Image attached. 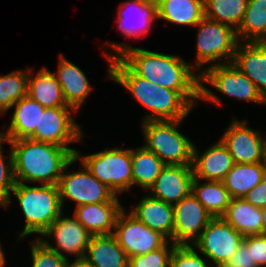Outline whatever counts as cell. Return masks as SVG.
<instances>
[{
	"mask_svg": "<svg viewBox=\"0 0 266 267\" xmlns=\"http://www.w3.org/2000/svg\"><path fill=\"white\" fill-rule=\"evenodd\" d=\"M248 0H203L204 17L231 26L240 27Z\"/></svg>",
	"mask_w": 266,
	"mask_h": 267,
	"instance_id": "1f68e13d",
	"label": "cell"
},
{
	"mask_svg": "<svg viewBox=\"0 0 266 267\" xmlns=\"http://www.w3.org/2000/svg\"><path fill=\"white\" fill-rule=\"evenodd\" d=\"M176 244L168 241L163 247L146 254L128 258V267H170V258Z\"/></svg>",
	"mask_w": 266,
	"mask_h": 267,
	"instance_id": "e575fe53",
	"label": "cell"
},
{
	"mask_svg": "<svg viewBox=\"0 0 266 267\" xmlns=\"http://www.w3.org/2000/svg\"><path fill=\"white\" fill-rule=\"evenodd\" d=\"M2 245L0 243V266H3L6 263L5 254L2 250Z\"/></svg>",
	"mask_w": 266,
	"mask_h": 267,
	"instance_id": "ee69618b",
	"label": "cell"
},
{
	"mask_svg": "<svg viewBox=\"0 0 266 267\" xmlns=\"http://www.w3.org/2000/svg\"><path fill=\"white\" fill-rule=\"evenodd\" d=\"M221 217L244 237L261 234V208L253 206L243 198H232Z\"/></svg>",
	"mask_w": 266,
	"mask_h": 267,
	"instance_id": "4316f807",
	"label": "cell"
},
{
	"mask_svg": "<svg viewBox=\"0 0 266 267\" xmlns=\"http://www.w3.org/2000/svg\"><path fill=\"white\" fill-rule=\"evenodd\" d=\"M75 157L115 195L119 196L132 189L131 148L107 147L106 150L88 155H82L80 150H76Z\"/></svg>",
	"mask_w": 266,
	"mask_h": 267,
	"instance_id": "ba28073f",
	"label": "cell"
},
{
	"mask_svg": "<svg viewBox=\"0 0 266 267\" xmlns=\"http://www.w3.org/2000/svg\"><path fill=\"white\" fill-rule=\"evenodd\" d=\"M123 208L120 201L86 204L76 206L72 215L92 235H110Z\"/></svg>",
	"mask_w": 266,
	"mask_h": 267,
	"instance_id": "ffe728a7",
	"label": "cell"
},
{
	"mask_svg": "<svg viewBox=\"0 0 266 267\" xmlns=\"http://www.w3.org/2000/svg\"><path fill=\"white\" fill-rule=\"evenodd\" d=\"M266 98V42H240L231 62Z\"/></svg>",
	"mask_w": 266,
	"mask_h": 267,
	"instance_id": "44dd1931",
	"label": "cell"
},
{
	"mask_svg": "<svg viewBox=\"0 0 266 267\" xmlns=\"http://www.w3.org/2000/svg\"><path fill=\"white\" fill-rule=\"evenodd\" d=\"M130 210L141 222L173 242L174 207L146 194Z\"/></svg>",
	"mask_w": 266,
	"mask_h": 267,
	"instance_id": "7402d4cb",
	"label": "cell"
},
{
	"mask_svg": "<svg viewBox=\"0 0 266 267\" xmlns=\"http://www.w3.org/2000/svg\"><path fill=\"white\" fill-rule=\"evenodd\" d=\"M193 245H176L170 258V267H215Z\"/></svg>",
	"mask_w": 266,
	"mask_h": 267,
	"instance_id": "8d00e7d4",
	"label": "cell"
},
{
	"mask_svg": "<svg viewBox=\"0 0 266 267\" xmlns=\"http://www.w3.org/2000/svg\"><path fill=\"white\" fill-rule=\"evenodd\" d=\"M83 261L89 267H128V256L113 234L92 235Z\"/></svg>",
	"mask_w": 266,
	"mask_h": 267,
	"instance_id": "603a6c76",
	"label": "cell"
},
{
	"mask_svg": "<svg viewBox=\"0 0 266 267\" xmlns=\"http://www.w3.org/2000/svg\"><path fill=\"white\" fill-rule=\"evenodd\" d=\"M16 182L58 185L62 171L74 155L65 147L31 138L10 140Z\"/></svg>",
	"mask_w": 266,
	"mask_h": 267,
	"instance_id": "3957f363",
	"label": "cell"
},
{
	"mask_svg": "<svg viewBox=\"0 0 266 267\" xmlns=\"http://www.w3.org/2000/svg\"><path fill=\"white\" fill-rule=\"evenodd\" d=\"M6 151L9 152L7 155L4 153L0 155V206L3 209L10 207L11 191L16 184L13 154L11 149ZM5 156L8 158L7 160H5Z\"/></svg>",
	"mask_w": 266,
	"mask_h": 267,
	"instance_id": "d590c367",
	"label": "cell"
},
{
	"mask_svg": "<svg viewBox=\"0 0 266 267\" xmlns=\"http://www.w3.org/2000/svg\"><path fill=\"white\" fill-rule=\"evenodd\" d=\"M157 18L178 26L195 27L204 18L203 0H156Z\"/></svg>",
	"mask_w": 266,
	"mask_h": 267,
	"instance_id": "484cf974",
	"label": "cell"
},
{
	"mask_svg": "<svg viewBox=\"0 0 266 267\" xmlns=\"http://www.w3.org/2000/svg\"><path fill=\"white\" fill-rule=\"evenodd\" d=\"M205 83L238 101L266 105V98L255 84L232 63L208 66L200 73V101L223 105L221 98L208 89Z\"/></svg>",
	"mask_w": 266,
	"mask_h": 267,
	"instance_id": "8992f818",
	"label": "cell"
},
{
	"mask_svg": "<svg viewBox=\"0 0 266 267\" xmlns=\"http://www.w3.org/2000/svg\"><path fill=\"white\" fill-rule=\"evenodd\" d=\"M29 68L11 71L0 76V116L11 106L27 96Z\"/></svg>",
	"mask_w": 266,
	"mask_h": 267,
	"instance_id": "d6a6232c",
	"label": "cell"
},
{
	"mask_svg": "<svg viewBox=\"0 0 266 267\" xmlns=\"http://www.w3.org/2000/svg\"><path fill=\"white\" fill-rule=\"evenodd\" d=\"M76 161L78 159L74 156L66 164L58 183L62 207L66 203L65 199L74 202L76 206L120 201L119 196L115 195L106 184L94 177L83 163L80 166L82 170L69 172V166H72Z\"/></svg>",
	"mask_w": 266,
	"mask_h": 267,
	"instance_id": "9c48e42d",
	"label": "cell"
},
{
	"mask_svg": "<svg viewBox=\"0 0 266 267\" xmlns=\"http://www.w3.org/2000/svg\"><path fill=\"white\" fill-rule=\"evenodd\" d=\"M119 4L117 28L128 39L146 37L158 19L156 0H126Z\"/></svg>",
	"mask_w": 266,
	"mask_h": 267,
	"instance_id": "2e32d148",
	"label": "cell"
},
{
	"mask_svg": "<svg viewBox=\"0 0 266 267\" xmlns=\"http://www.w3.org/2000/svg\"><path fill=\"white\" fill-rule=\"evenodd\" d=\"M247 248L250 250L252 259L258 267H266V236L249 235L243 238Z\"/></svg>",
	"mask_w": 266,
	"mask_h": 267,
	"instance_id": "74e56055",
	"label": "cell"
},
{
	"mask_svg": "<svg viewBox=\"0 0 266 267\" xmlns=\"http://www.w3.org/2000/svg\"><path fill=\"white\" fill-rule=\"evenodd\" d=\"M27 95L45 108L71 107L67 105L55 75L46 67L35 74L29 68Z\"/></svg>",
	"mask_w": 266,
	"mask_h": 267,
	"instance_id": "cb8c5ba5",
	"label": "cell"
},
{
	"mask_svg": "<svg viewBox=\"0 0 266 267\" xmlns=\"http://www.w3.org/2000/svg\"><path fill=\"white\" fill-rule=\"evenodd\" d=\"M197 27L194 69L200 74L204 66L228 64L239 42L237 31L231 26L204 17ZM202 68V71H200Z\"/></svg>",
	"mask_w": 266,
	"mask_h": 267,
	"instance_id": "52a82bcc",
	"label": "cell"
},
{
	"mask_svg": "<svg viewBox=\"0 0 266 267\" xmlns=\"http://www.w3.org/2000/svg\"><path fill=\"white\" fill-rule=\"evenodd\" d=\"M174 207L173 243L192 245L213 218L192 192Z\"/></svg>",
	"mask_w": 266,
	"mask_h": 267,
	"instance_id": "9a60e30c",
	"label": "cell"
},
{
	"mask_svg": "<svg viewBox=\"0 0 266 267\" xmlns=\"http://www.w3.org/2000/svg\"><path fill=\"white\" fill-rule=\"evenodd\" d=\"M9 143L10 142V139H9V136H8V131L7 129L4 130V131H0V155L3 154V144L4 143Z\"/></svg>",
	"mask_w": 266,
	"mask_h": 267,
	"instance_id": "60d3db41",
	"label": "cell"
},
{
	"mask_svg": "<svg viewBox=\"0 0 266 267\" xmlns=\"http://www.w3.org/2000/svg\"><path fill=\"white\" fill-rule=\"evenodd\" d=\"M12 193L17 198L25 218V225L18 233V241L33 233L37 234L36 238L39 239L64 211L58 185L29 186L16 182Z\"/></svg>",
	"mask_w": 266,
	"mask_h": 267,
	"instance_id": "277c9868",
	"label": "cell"
},
{
	"mask_svg": "<svg viewBox=\"0 0 266 267\" xmlns=\"http://www.w3.org/2000/svg\"><path fill=\"white\" fill-rule=\"evenodd\" d=\"M66 267H89L83 260H77V261H73L67 264Z\"/></svg>",
	"mask_w": 266,
	"mask_h": 267,
	"instance_id": "7bdbcfd3",
	"label": "cell"
},
{
	"mask_svg": "<svg viewBox=\"0 0 266 267\" xmlns=\"http://www.w3.org/2000/svg\"><path fill=\"white\" fill-rule=\"evenodd\" d=\"M113 235L128 258L146 254L163 247L169 240L161 233L150 229L124 207L115 224Z\"/></svg>",
	"mask_w": 266,
	"mask_h": 267,
	"instance_id": "7c38bea8",
	"label": "cell"
},
{
	"mask_svg": "<svg viewBox=\"0 0 266 267\" xmlns=\"http://www.w3.org/2000/svg\"><path fill=\"white\" fill-rule=\"evenodd\" d=\"M237 36L239 42H266V0H248Z\"/></svg>",
	"mask_w": 266,
	"mask_h": 267,
	"instance_id": "4dcf8cb0",
	"label": "cell"
},
{
	"mask_svg": "<svg viewBox=\"0 0 266 267\" xmlns=\"http://www.w3.org/2000/svg\"><path fill=\"white\" fill-rule=\"evenodd\" d=\"M247 202L258 208L266 206V176L252 190H250L244 198Z\"/></svg>",
	"mask_w": 266,
	"mask_h": 267,
	"instance_id": "ab89813d",
	"label": "cell"
},
{
	"mask_svg": "<svg viewBox=\"0 0 266 267\" xmlns=\"http://www.w3.org/2000/svg\"><path fill=\"white\" fill-rule=\"evenodd\" d=\"M31 243V267H66L70 259L49 249L40 239L34 238Z\"/></svg>",
	"mask_w": 266,
	"mask_h": 267,
	"instance_id": "836d02e7",
	"label": "cell"
},
{
	"mask_svg": "<svg viewBox=\"0 0 266 267\" xmlns=\"http://www.w3.org/2000/svg\"><path fill=\"white\" fill-rule=\"evenodd\" d=\"M193 178L192 194L206 208L212 217H221L232 197L222 181H205Z\"/></svg>",
	"mask_w": 266,
	"mask_h": 267,
	"instance_id": "f1b7e54d",
	"label": "cell"
},
{
	"mask_svg": "<svg viewBox=\"0 0 266 267\" xmlns=\"http://www.w3.org/2000/svg\"><path fill=\"white\" fill-rule=\"evenodd\" d=\"M264 177L263 163H234L222 182L232 198H244Z\"/></svg>",
	"mask_w": 266,
	"mask_h": 267,
	"instance_id": "83f0119b",
	"label": "cell"
},
{
	"mask_svg": "<svg viewBox=\"0 0 266 267\" xmlns=\"http://www.w3.org/2000/svg\"><path fill=\"white\" fill-rule=\"evenodd\" d=\"M74 113L78 112L72 107L45 108L40 113L39 131H34L28 138L65 147L75 156L77 148L69 146L82 142L85 135L81 125L74 121Z\"/></svg>",
	"mask_w": 266,
	"mask_h": 267,
	"instance_id": "30bf717a",
	"label": "cell"
},
{
	"mask_svg": "<svg viewBox=\"0 0 266 267\" xmlns=\"http://www.w3.org/2000/svg\"><path fill=\"white\" fill-rule=\"evenodd\" d=\"M105 44L114 51L107 49L102 53L108 63V78L111 58L120 57L137 75L179 92L194 108L200 101V74L194 69L193 63L186 62L179 55L132 47L124 42L107 41Z\"/></svg>",
	"mask_w": 266,
	"mask_h": 267,
	"instance_id": "6da1fadb",
	"label": "cell"
},
{
	"mask_svg": "<svg viewBox=\"0 0 266 267\" xmlns=\"http://www.w3.org/2000/svg\"><path fill=\"white\" fill-rule=\"evenodd\" d=\"M222 267H258L255 261L252 259L250 250L247 248L246 243L243 241L239 248L234 254L229 258V260L224 263Z\"/></svg>",
	"mask_w": 266,
	"mask_h": 267,
	"instance_id": "f35d334b",
	"label": "cell"
},
{
	"mask_svg": "<svg viewBox=\"0 0 266 267\" xmlns=\"http://www.w3.org/2000/svg\"><path fill=\"white\" fill-rule=\"evenodd\" d=\"M13 107L15 110L7 126L10 140L28 138L34 131H39L40 113H43L45 107L28 95L14 103L11 109Z\"/></svg>",
	"mask_w": 266,
	"mask_h": 267,
	"instance_id": "d4e9b609",
	"label": "cell"
},
{
	"mask_svg": "<svg viewBox=\"0 0 266 267\" xmlns=\"http://www.w3.org/2000/svg\"><path fill=\"white\" fill-rule=\"evenodd\" d=\"M243 238L222 217H213L192 245L215 267H222L238 250Z\"/></svg>",
	"mask_w": 266,
	"mask_h": 267,
	"instance_id": "8fae6325",
	"label": "cell"
},
{
	"mask_svg": "<svg viewBox=\"0 0 266 267\" xmlns=\"http://www.w3.org/2000/svg\"><path fill=\"white\" fill-rule=\"evenodd\" d=\"M194 144L192 156L193 176L206 181H223L234 162L226 145L218 139L217 142L200 153Z\"/></svg>",
	"mask_w": 266,
	"mask_h": 267,
	"instance_id": "ac0fdd59",
	"label": "cell"
},
{
	"mask_svg": "<svg viewBox=\"0 0 266 267\" xmlns=\"http://www.w3.org/2000/svg\"><path fill=\"white\" fill-rule=\"evenodd\" d=\"M39 239L51 250L63 257L64 253L75 256V261L83 260L92 234L72 215L63 213L48 227ZM54 240L56 247L47 240ZM46 239V240H45Z\"/></svg>",
	"mask_w": 266,
	"mask_h": 267,
	"instance_id": "4fadbf2b",
	"label": "cell"
},
{
	"mask_svg": "<svg viewBox=\"0 0 266 267\" xmlns=\"http://www.w3.org/2000/svg\"><path fill=\"white\" fill-rule=\"evenodd\" d=\"M192 165H165L155 182L146 191L151 197L176 204L192 192Z\"/></svg>",
	"mask_w": 266,
	"mask_h": 267,
	"instance_id": "e0dca14e",
	"label": "cell"
},
{
	"mask_svg": "<svg viewBox=\"0 0 266 267\" xmlns=\"http://www.w3.org/2000/svg\"><path fill=\"white\" fill-rule=\"evenodd\" d=\"M263 165H264V169H265V176H266V144L264 147V154H263Z\"/></svg>",
	"mask_w": 266,
	"mask_h": 267,
	"instance_id": "f6af8a7d",
	"label": "cell"
},
{
	"mask_svg": "<svg viewBox=\"0 0 266 267\" xmlns=\"http://www.w3.org/2000/svg\"><path fill=\"white\" fill-rule=\"evenodd\" d=\"M132 187L138 185L146 192L159 176L165 164L143 145L131 148Z\"/></svg>",
	"mask_w": 266,
	"mask_h": 267,
	"instance_id": "f546056e",
	"label": "cell"
},
{
	"mask_svg": "<svg viewBox=\"0 0 266 267\" xmlns=\"http://www.w3.org/2000/svg\"><path fill=\"white\" fill-rule=\"evenodd\" d=\"M261 214H262L261 235L266 236V206L261 208Z\"/></svg>",
	"mask_w": 266,
	"mask_h": 267,
	"instance_id": "b9f144b4",
	"label": "cell"
},
{
	"mask_svg": "<svg viewBox=\"0 0 266 267\" xmlns=\"http://www.w3.org/2000/svg\"><path fill=\"white\" fill-rule=\"evenodd\" d=\"M184 120L141 121L143 146L165 165H192L194 142L178 127Z\"/></svg>",
	"mask_w": 266,
	"mask_h": 267,
	"instance_id": "5b68a950",
	"label": "cell"
},
{
	"mask_svg": "<svg viewBox=\"0 0 266 267\" xmlns=\"http://www.w3.org/2000/svg\"><path fill=\"white\" fill-rule=\"evenodd\" d=\"M110 79L151 111L149 114L145 112L142 121L186 119L194 108L179 92L137 75L120 57L111 58Z\"/></svg>",
	"mask_w": 266,
	"mask_h": 267,
	"instance_id": "7a4b0ae2",
	"label": "cell"
},
{
	"mask_svg": "<svg viewBox=\"0 0 266 267\" xmlns=\"http://www.w3.org/2000/svg\"><path fill=\"white\" fill-rule=\"evenodd\" d=\"M247 119L239 121L236 117L221 136L234 163H263L266 136L259 129L250 128Z\"/></svg>",
	"mask_w": 266,
	"mask_h": 267,
	"instance_id": "5bb4252c",
	"label": "cell"
},
{
	"mask_svg": "<svg viewBox=\"0 0 266 267\" xmlns=\"http://www.w3.org/2000/svg\"><path fill=\"white\" fill-rule=\"evenodd\" d=\"M57 68V72L52 73L61 86L63 97L67 105L78 112L93 91V86L82 69L66 59L62 53Z\"/></svg>",
	"mask_w": 266,
	"mask_h": 267,
	"instance_id": "d6986e66",
	"label": "cell"
}]
</instances>
